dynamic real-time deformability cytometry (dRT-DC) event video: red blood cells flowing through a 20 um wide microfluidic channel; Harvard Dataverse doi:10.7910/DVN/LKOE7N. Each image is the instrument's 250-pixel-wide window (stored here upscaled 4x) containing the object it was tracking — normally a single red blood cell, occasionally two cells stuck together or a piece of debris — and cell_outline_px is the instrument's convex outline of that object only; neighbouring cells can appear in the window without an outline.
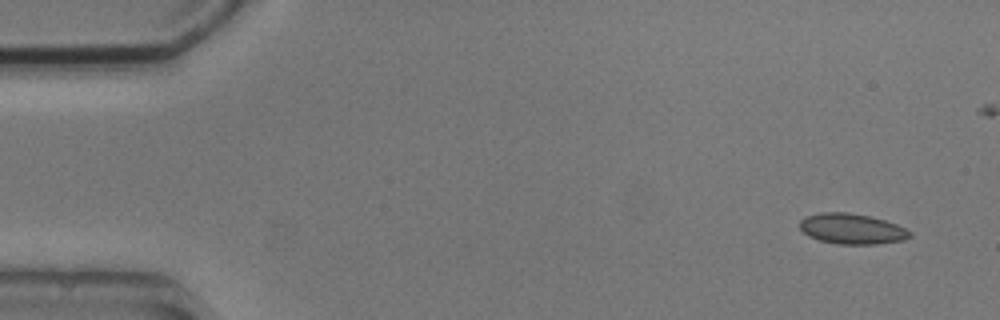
{"species": "common noctule bat (a hibernating species)", "species_latin": "Nyctalus noctula", "temperature_condition": "cold", "stored_images_in_passage": 12, "camera_frame_rate_fps": 3000, "um_per_image_px": 0.085, "animal": {"sex": "male", "body_mass_g": 20.5, "forearm_length_mm": 52.5}, "frame": {"image": 1, "passage_image": 1, "time_ms": 0.0, "image_size_px": [1000, 320], "cell_outline_px": [[912, 236], [904, 240], [876, 244], [840, 244], [820, 240], [808, 236], [800, 228], [800, 220], [808, 216], [820, 212], [848, 212], [872, 216], [896, 224], [912, 232]], "centroid_in_image_um": [72.43, 19.44], "position_along_channel_um": 12.6, "area_um2": 19.54}}